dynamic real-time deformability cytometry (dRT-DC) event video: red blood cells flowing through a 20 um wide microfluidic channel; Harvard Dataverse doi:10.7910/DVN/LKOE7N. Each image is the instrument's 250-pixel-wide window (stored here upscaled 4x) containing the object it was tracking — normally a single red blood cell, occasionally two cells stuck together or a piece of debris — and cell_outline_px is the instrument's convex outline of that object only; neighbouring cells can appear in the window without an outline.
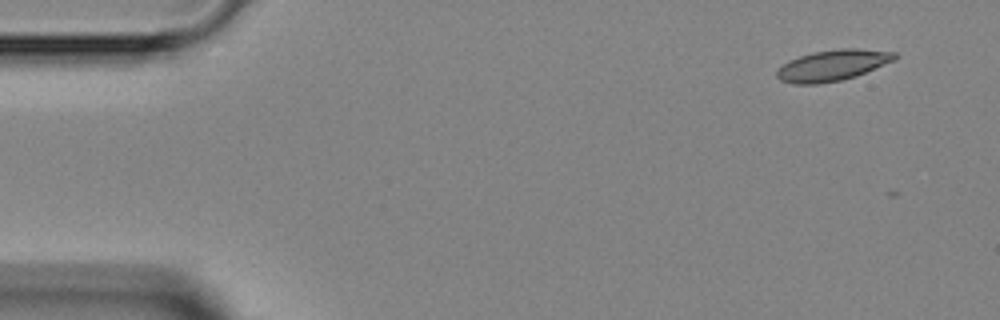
{"species": "Egyptian fruit bat (a non-hibernating species)", "species_latin": "Rousettus aegyptiacus", "temperature_condition": "room temperature", "stored_images_in_passage": 3, "camera_frame_rate_fps": 3000, "um_per_image_px": 0.085, "animal": {"sex": "female"}, "frame": {"image": 1, "passage_image": 1, "time_ms": 0.0, "image_size_px": [1000, 320], "cell_outline_px": [[900, 56], [896, 60], [856, 76], [840, 80], [820, 84], [792, 84], [780, 80], [776, 76], [776, 68], [788, 60], [812, 52], [840, 48], [856, 48], [896, 52]], "centroid_in_image_um": [70.76, 5.55], "position_along_channel_um": 14.2, "area_um2": 21.62}}